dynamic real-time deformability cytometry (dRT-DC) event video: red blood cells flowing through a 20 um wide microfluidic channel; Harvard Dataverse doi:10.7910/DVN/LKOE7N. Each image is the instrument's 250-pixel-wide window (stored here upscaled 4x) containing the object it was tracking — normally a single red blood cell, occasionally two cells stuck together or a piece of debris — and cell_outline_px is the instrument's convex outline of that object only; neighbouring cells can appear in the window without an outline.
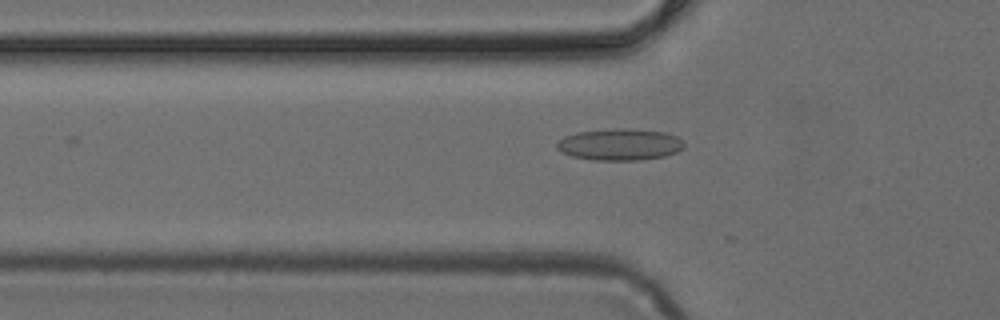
{"species": "common noctule bat (a hibernating species)", "species_latin": "Nyctalus noctula", "temperature_condition": "cold", "stored_images_in_passage": 12, "camera_frame_rate_fps": 3000, "um_per_image_px": 0.085, "animal": {"sex": "female", "body_mass_g": 24.6, "forearm_length_mm": 56.2}, "frame": {"image": 1, "passage_image": 2, "time_ms": 0.333, "image_size_px": [1000, 320], "cell_outline_px": [[684, 148], [676, 152], [664, 156], [640, 160], [592, 160], [572, 156], [560, 152], [556, 148], [556, 144], [564, 136], [580, 132], [616, 128], [628, 128], [664, 132], [676, 136], [684, 140]], "centroid_in_image_um": [52.69, 12.28], "position_along_channel_um": 73.1, "area_um2": 23.52}}
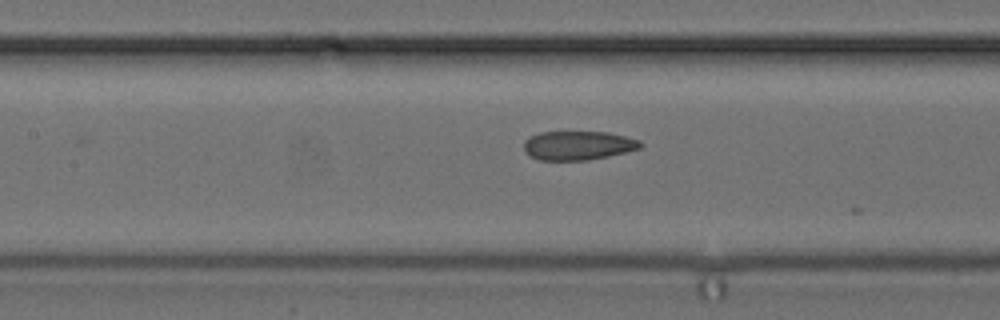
{"frame": {"image": 2, "passage_image": 8, "time_ms": 2.333, "image_size_px": [1000, 320], "cell_outline_px": [[644, 144], [640, 148], [608, 156], [588, 160], [540, 160], [524, 152], [524, 140], [528, 136], [540, 132], [608, 132], [640, 140]], "centroid_in_image_um": [49.11, 12.36], "position_along_channel_um": 158.3, "area_um2": 19.71}}
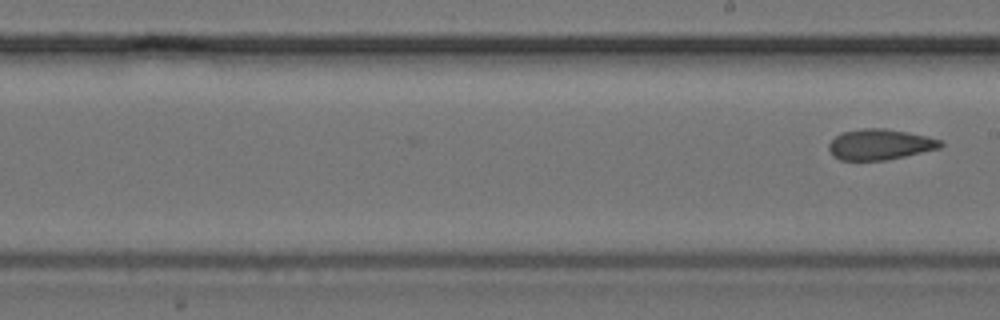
{"frame": {"image": 3, "passage_image": 12, "time_ms": 3.667, "image_size_px": [1000, 320], "cell_outline_px": [[944, 144], [940, 148], [904, 156], [884, 160], [840, 160], [832, 156], [828, 148], [828, 144], [836, 136], [844, 132], [864, 128], [884, 128], [908, 132], [928, 136], [940, 140]], "centroid_in_image_um": [74.79, 12.28], "position_along_channel_um": 214.2, "area_um2": 19.88}}